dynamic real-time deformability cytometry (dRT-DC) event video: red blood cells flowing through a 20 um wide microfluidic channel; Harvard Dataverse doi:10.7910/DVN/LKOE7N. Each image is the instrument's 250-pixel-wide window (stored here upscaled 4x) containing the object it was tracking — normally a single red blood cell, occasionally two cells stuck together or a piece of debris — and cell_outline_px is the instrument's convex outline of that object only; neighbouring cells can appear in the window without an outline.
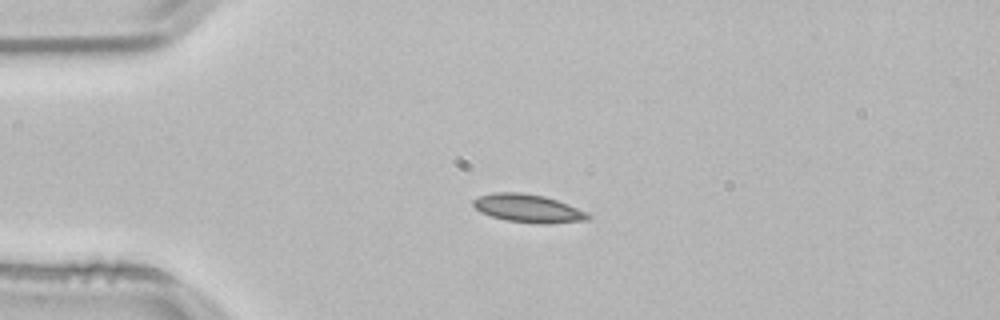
{"species": "common noctule bat (a hibernating species)", "species_latin": "Nyctalus noctula", "temperature_condition": "room temperature", "stored_images_in_passage": 53, "camera_frame_rate_fps": 3000, "um_per_image_px": 0.085, "animal": {"sex": "male", "body_mass_g": 21.5, "forearm_length_mm": 52.0}, "frame": {"image": 1, "passage_image": 12, "time_ms": 3.667, "image_size_px": [1000, 320], "cell_outline_px": [[592, 216], [588, 220], [548, 224], [536, 224], [504, 220], [480, 212], [472, 204], [472, 200], [480, 196], [492, 192], [520, 192], [544, 196], [556, 200], [588, 212]], "centroid_in_image_um": [44.89, 17.72], "position_along_channel_um": 40.1, "area_um2": 18.96}}
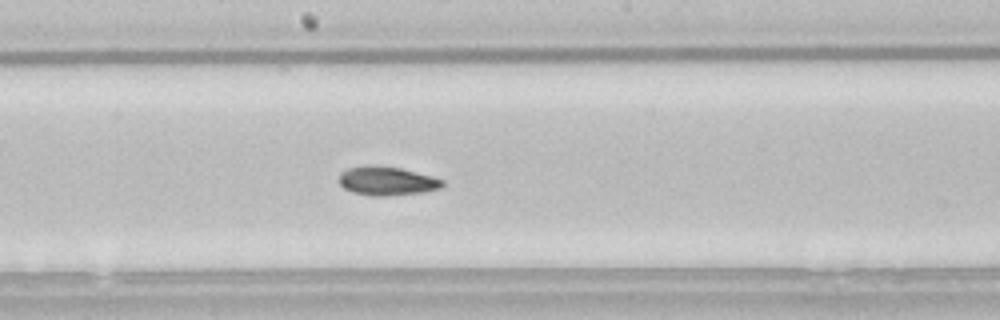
{"frame": {"image": 2, "passage_image": 28, "time_ms": 9.0, "image_size_px": [1000, 320], "cell_outline_px": [[444, 184], [440, 188], [424, 192], [388, 196], [372, 196], [352, 192], [344, 188], [340, 184], [340, 172], [348, 168], [368, 164], [400, 168], [432, 176], [444, 180]], "centroid_in_image_um": [32.88, 15.38], "position_along_channel_um": 215.3, "area_um2": 17.46}}
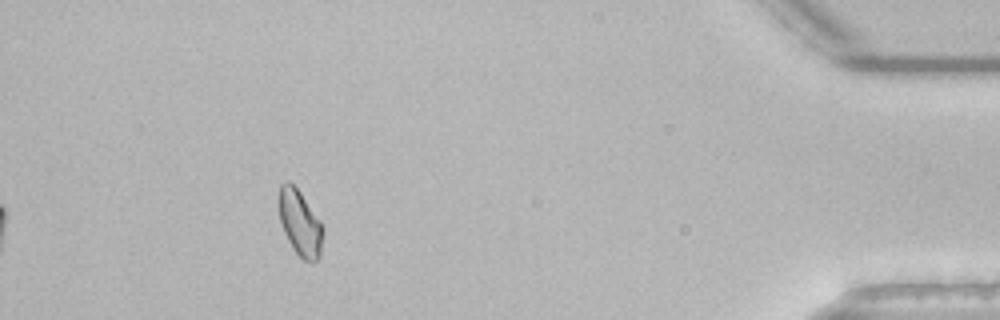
{"frame": {"image": 3, "passage_image": 48, "time_ms": 15.667, "image_size_px": [1000, 320], "cell_outline_px": [[324, 232], [320, 256], [312, 264], [304, 260], [292, 248], [284, 232], [276, 208], [276, 196], [280, 184], [288, 180], [300, 192], [320, 220], [324, 228]], "centroid_in_image_um": [25.46, 18.92], "position_along_channel_um": 409.7, "area_um2": 17.46}, "authors_computed_cell_mechanics": {"area_um2": 17.2822, "velocity_mm_per_s": 3.8048, "shape_relaxation_time_tau1_ms": 6.6134, "shape_relaxation_time_tau2_ms": 2.4155, "deformation_change_tau1": 0.1313, "deformation_change_tau2": 0.0586}}